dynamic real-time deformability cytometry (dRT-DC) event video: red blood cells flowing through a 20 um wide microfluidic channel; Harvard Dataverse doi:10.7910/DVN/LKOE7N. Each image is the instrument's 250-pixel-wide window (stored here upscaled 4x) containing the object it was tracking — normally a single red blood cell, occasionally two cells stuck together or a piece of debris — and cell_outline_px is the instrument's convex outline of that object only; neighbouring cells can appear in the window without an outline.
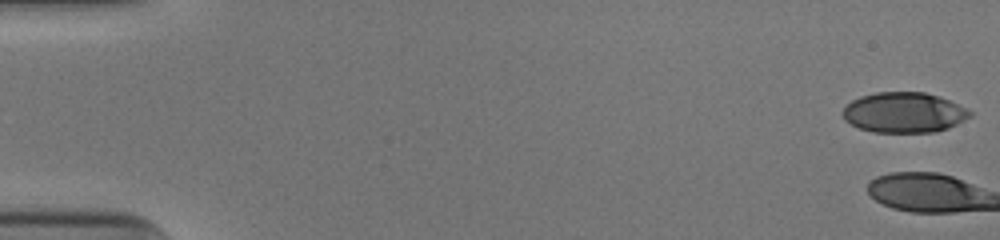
{"species": "human", "species_latin": "Homo sapiens", "temperature_condition": "cold", "stored_images_in_passage": 2, "camera_frame_rate_fps": 3000, "um_per_image_px": 0.085, "donor": {"sex": "male"}, "frame": {"image": 1, "passage_image": 1, "time_ms": 0.0, "image_size_px": [1000, 240], "cell_outline_px": [[972, 116], [948, 128], [936, 132], [872, 132], [860, 128], [844, 120], [840, 112], [852, 100], [860, 96], [876, 92], [924, 92], [940, 96], [968, 108], [972, 112]], "centroid_in_image_um": [76.85, 9.56], "position_along_channel_um": 8.2, "area_um2": 30.11}}